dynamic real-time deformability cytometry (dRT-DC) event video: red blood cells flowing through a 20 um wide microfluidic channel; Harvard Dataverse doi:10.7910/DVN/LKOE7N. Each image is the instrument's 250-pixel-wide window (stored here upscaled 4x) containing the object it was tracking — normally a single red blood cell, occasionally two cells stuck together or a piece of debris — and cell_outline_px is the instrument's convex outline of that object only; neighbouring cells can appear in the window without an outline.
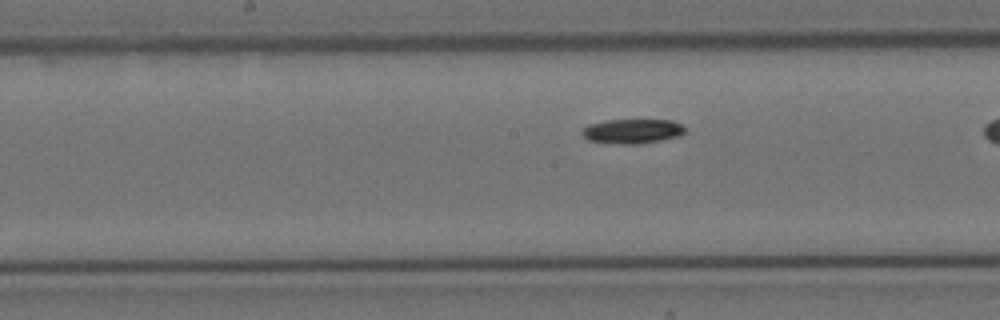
{"species": "Egyptian fruit bat (a non-hibernating species)", "species_latin": "Rousettus aegyptiacus", "temperature_condition": "cold", "stored_images_in_passage": 39, "camera_frame_rate_fps": 3000, "um_per_image_px": 0.085, "animal": {"sex": "female"}, "frame": {"image": 1, "passage_image": 17, "time_ms": 5.333, "image_size_px": [1000, 320], "cell_outline_px": [[684, 132], [680, 136], [640, 144], [620, 144], [588, 140], [580, 132], [588, 124], [604, 120], [672, 120], [680, 124], [684, 128]], "centroid_in_image_um": [53.72, 11.15], "position_along_channel_um": 194.5, "area_um2": 14.68}}
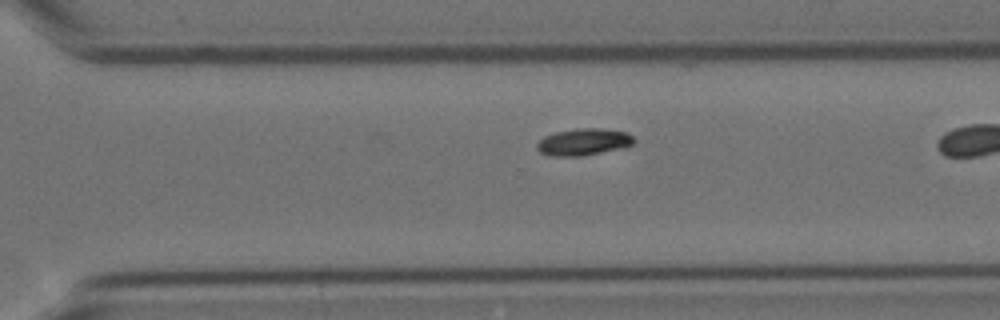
{"frame": {"image": 2, "passage_image": 28, "time_ms": 9.0, "image_size_px": [1000, 320], "cell_outline_px": [[636, 140], [632, 144], [624, 148], [584, 156], [548, 156], [540, 152], [536, 148], [536, 144], [544, 136], [556, 132], [576, 128], [604, 128], [628, 132]], "centroid_in_image_um": [49.62, 12.07], "position_along_channel_um": 321.0, "area_um2": 15.49}, "authors_computed_cell_mechanics": {"area_um2": 14.7968, "velocity_mm_per_s": 3.4709, "shape_relaxation_time_tau1_ms": 5.661, "shape_relaxation_time_tau2_ms": null, "deformation_change_tau1": 0.1125, "deformation_change_tau2": null}}